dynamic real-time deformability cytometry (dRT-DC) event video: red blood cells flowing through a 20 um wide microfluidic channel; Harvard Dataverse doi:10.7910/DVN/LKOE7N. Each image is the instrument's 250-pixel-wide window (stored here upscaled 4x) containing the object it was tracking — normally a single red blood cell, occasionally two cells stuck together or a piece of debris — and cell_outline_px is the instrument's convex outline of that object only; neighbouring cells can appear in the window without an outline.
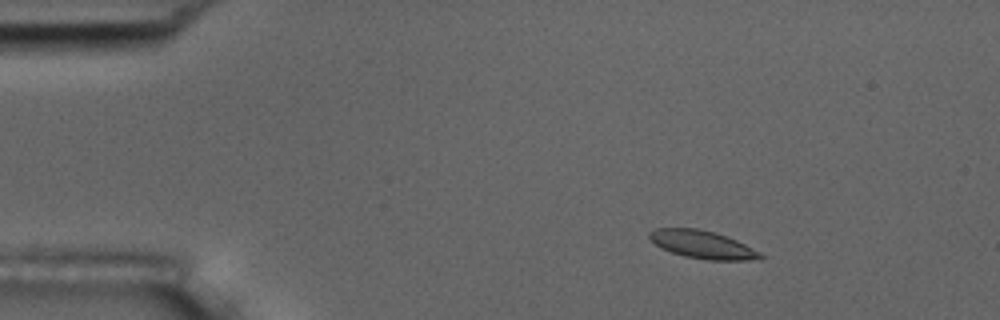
{"species": "common noctule bat (a hibernating species)", "species_latin": "Nyctalus noctula", "temperature_condition": "room temperature", "stored_images_in_passage": 6, "camera_frame_rate_fps": 3000, "um_per_image_px": 0.085, "animal": {"sex": "male", "body_mass_g": 17.5, "forearm_length_mm": 52.3}, "frame": {"image": 1, "passage_image": 3, "time_ms": 2.333, "image_size_px": [1000, 320], "cell_outline_px": [[764, 260], [708, 260], [684, 256], [660, 248], [648, 236], [648, 232], [656, 228], [696, 228], [716, 232], [736, 240], [760, 252], [764, 256]], "centroid_in_image_um": [59.73, 20.79], "position_along_channel_um": 25.3, "area_um2": 18.09}}
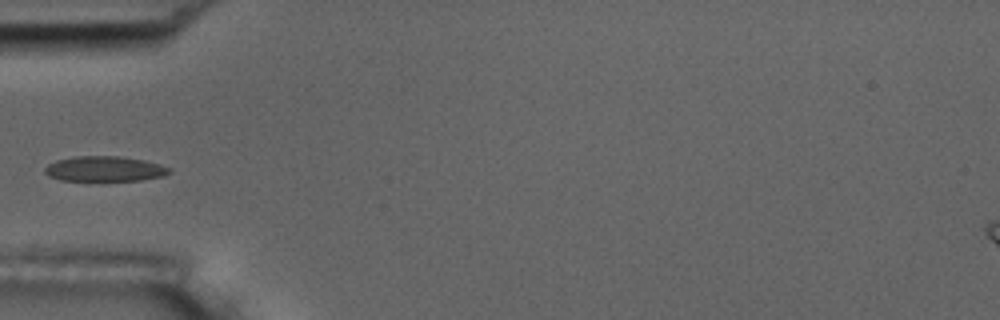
{"frame": {"image": 2, "passage_image": 6, "time_ms": 5.667, "image_size_px": [1000, 320], "cell_outline_px": [[172, 172], [164, 176], [140, 180], [60, 180], [48, 176], [44, 172], [44, 168], [48, 164], [56, 160], [76, 156], [120, 156], [144, 160], [160, 164], [172, 168]], "centroid_in_image_um": [8.91, 14.34], "position_along_channel_um": 76.1, "area_um2": 18.32}}